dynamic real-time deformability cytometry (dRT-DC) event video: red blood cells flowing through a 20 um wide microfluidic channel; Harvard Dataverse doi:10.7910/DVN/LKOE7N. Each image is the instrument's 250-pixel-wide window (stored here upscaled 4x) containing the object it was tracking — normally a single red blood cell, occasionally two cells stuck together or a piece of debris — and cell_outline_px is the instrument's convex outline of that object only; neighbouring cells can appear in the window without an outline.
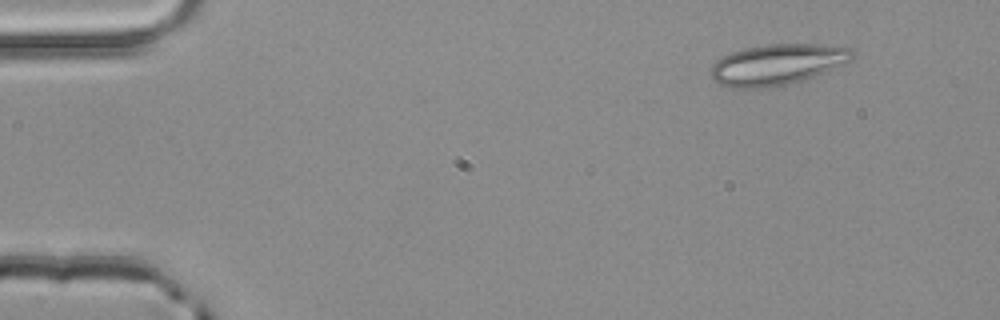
{"species": "common noctule bat (a hibernating species)", "species_latin": "Nyctalus noctula", "temperature_condition": "room temperature", "stored_images_in_passage": 3, "camera_frame_rate_fps": 3000, "um_per_image_px": 0.085, "animal": {"sex": "male", "body_mass_g": 20.4}, "frame": {"image": 1, "passage_image": 1, "time_ms": 0.0, "image_size_px": [1000, 320], "cell_outline_px": [[852, 60], [844, 64], [804, 80], [788, 84], [768, 88], [728, 88], [712, 80], [708, 72], [712, 64], [716, 60], [732, 52], [744, 48], [764, 44], [816, 44], [852, 48]], "centroid_in_image_um": [66.0, 5.49], "position_along_channel_um": 19.0, "area_um2": 33.93}}